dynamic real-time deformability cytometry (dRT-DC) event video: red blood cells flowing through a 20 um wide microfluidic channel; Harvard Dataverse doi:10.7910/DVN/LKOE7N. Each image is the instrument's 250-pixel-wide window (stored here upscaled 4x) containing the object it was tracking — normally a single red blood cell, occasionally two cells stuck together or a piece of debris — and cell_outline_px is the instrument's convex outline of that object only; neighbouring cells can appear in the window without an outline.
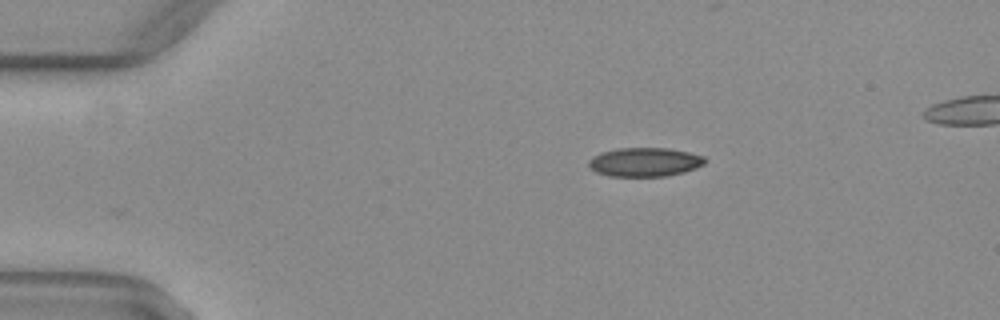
{"species": "common noctule bat (a hibernating species)", "species_latin": "Nyctalus noctula", "temperature_condition": "warm", "stored_images_in_passage": 33, "camera_frame_rate_fps": 3000, "um_per_image_px": 0.085, "animal": {"sex": "female", "body_mass_g": 29.2, "forearm_length_mm": 56.3}, "frame": {"image": 1, "passage_image": 1, "time_ms": 0.0, "image_size_px": [1000, 320], "cell_outline_px": [[708, 160], [704, 164], [696, 168], [684, 172], [664, 176], [608, 176], [596, 172], [588, 164], [588, 160], [592, 156], [600, 152], [616, 148], [668, 148], [688, 152], [704, 156]], "centroid_in_image_um": [54.8, 13.77], "position_along_channel_um": 30.2, "area_um2": 19.71}}
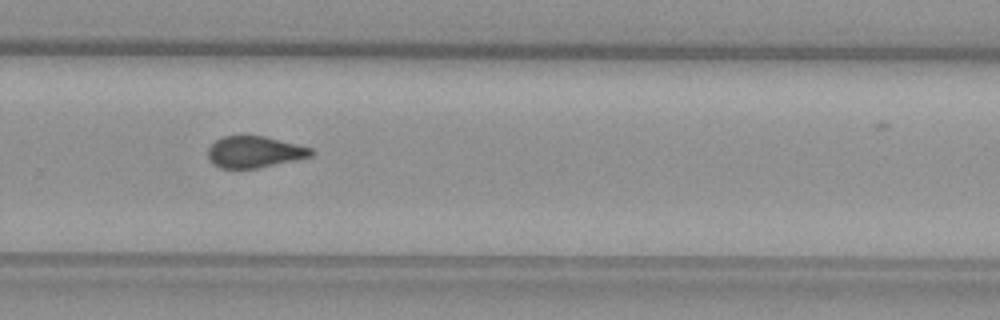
{"frame": {"image": 2, "passage_image": 26, "time_ms": 8.333, "image_size_px": [1000, 320], "cell_outline_px": [[316, 152], [312, 156], [256, 168], [220, 168], [212, 164], [208, 160], [208, 148], [216, 140], [224, 136], [264, 136], [312, 148]], "centroid_in_image_um": [21.61, 12.92], "position_along_channel_um": 308.2, "area_um2": 18.79}}
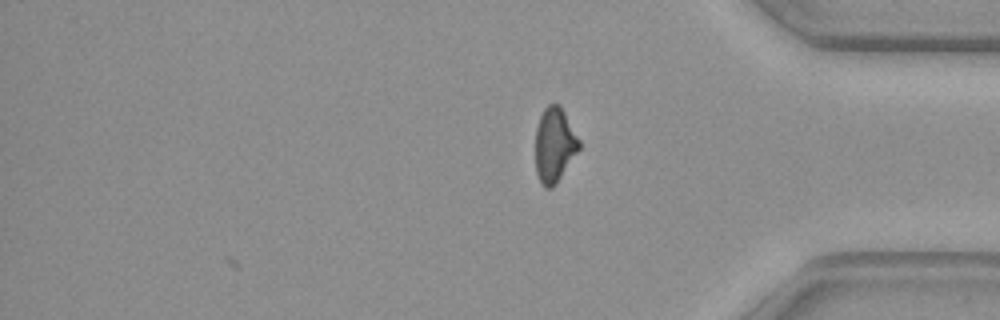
{"frame": {"image": 3, "passage_image": 33, "time_ms": 10.667, "image_size_px": [1000, 320], "cell_outline_px": [[580, 148], [556, 184], [552, 188], [544, 188], [540, 184], [536, 172], [536, 128], [540, 116], [544, 108], [548, 104], [560, 104], [580, 140]], "centroid_in_image_um": [47.13, 12.33], "position_along_channel_um": 388.1, "area_um2": 19.07}, "authors_computed_cell_mechanics": {"area_um2": 20.4612, "velocity_mm_per_s": 4.0903, "shape_relaxation_time_tau1_ms": null, "shape_relaxation_time_tau2_ms": 1.7554, "deformation_change_tau1": null, "deformation_change_tau2": 0.0932}}